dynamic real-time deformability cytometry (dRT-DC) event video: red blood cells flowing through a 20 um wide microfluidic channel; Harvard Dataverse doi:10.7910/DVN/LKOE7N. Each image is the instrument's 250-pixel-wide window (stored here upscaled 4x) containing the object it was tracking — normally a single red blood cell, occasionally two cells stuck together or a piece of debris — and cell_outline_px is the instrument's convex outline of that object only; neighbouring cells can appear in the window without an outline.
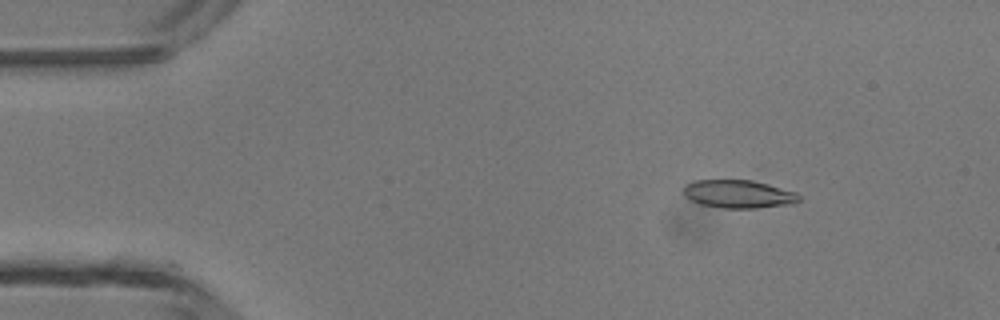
{"species": "common noctule bat (a hibernating species)", "species_latin": "Nyctalus noctula", "temperature_condition": "room temperature", "stored_images_in_passage": 47, "camera_frame_rate_fps": 3000, "um_per_image_px": 0.085, "animal": {"sex": "male", "body_mass_g": 13.3}, "frame": {"image": 1, "passage_image": 7, "time_ms": 2.0, "image_size_px": [1000, 320], "cell_outline_px": [[800, 200], [796, 204], [756, 208], [724, 208], [700, 204], [684, 196], [684, 188], [688, 184], [696, 180], [752, 180], [768, 184], [796, 192], [800, 196]], "centroid_in_image_um": [62.83, 16.5], "position_along_channel_um": 22.2, "area_um2": 18.9}}
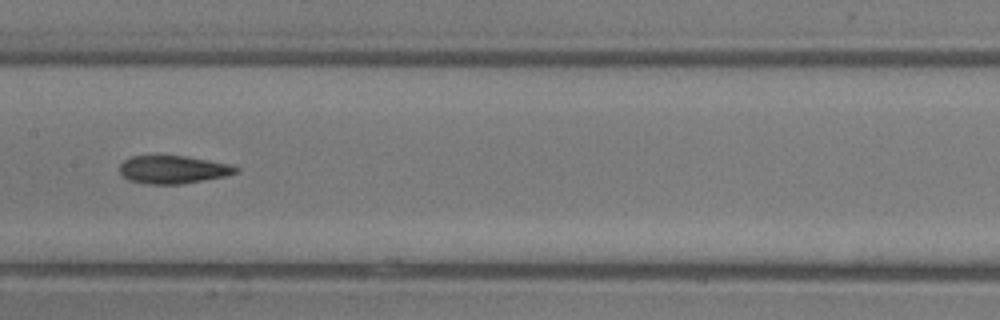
{"frame": {"image": 2, "passage_image": 24, "time_ms": 7.667, "image_size_px": [1000, 320], "cell_outline_px": [[240, 168], [236, 172], [224, 176], [180, 184], [144, 184], [128, 180], [120, 172], [120, 164], [124, 160], [132, 156], [184, 156], [228, 164]], "centroid_in_image_um": [14.66, 14.42], "position_along_channel_um": 192.7, "area_um2": 18.61}}
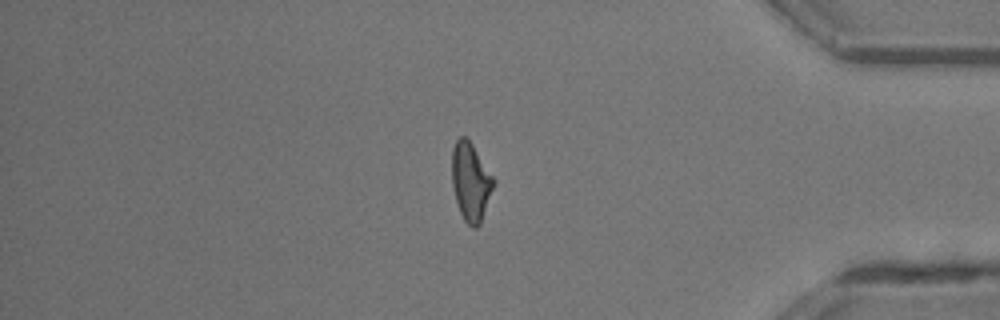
{"frame": {"image": 3, "passage_image": 40, "time_ms": 13.0, "image_size_px": [1000, 320], "cell_outline_px": [[496, 180], [480, 224], [476, 228], [472, 228], [464, 220], [460, 212], [456, 200], [452, 184], [452, 148], [456, 140], [460, 136], [464, 136], [472, 144]], "centroid_in_image_um": [40.01, 15.45], "position_along_channel_um": 395.2, "area_um2": 18.9}, "authors_computed_cell_mechanics": {"area_um2": 19.0162, "velocity_mm_per_s": 4.3923, "shape_relaxation_time_tau1_ms": 3.9839, "shape_relaxation_time_tau2_ms": 2.475, "deformation_change_tau1": 0.1631, "deformation_change_tau2": 0.1164}}